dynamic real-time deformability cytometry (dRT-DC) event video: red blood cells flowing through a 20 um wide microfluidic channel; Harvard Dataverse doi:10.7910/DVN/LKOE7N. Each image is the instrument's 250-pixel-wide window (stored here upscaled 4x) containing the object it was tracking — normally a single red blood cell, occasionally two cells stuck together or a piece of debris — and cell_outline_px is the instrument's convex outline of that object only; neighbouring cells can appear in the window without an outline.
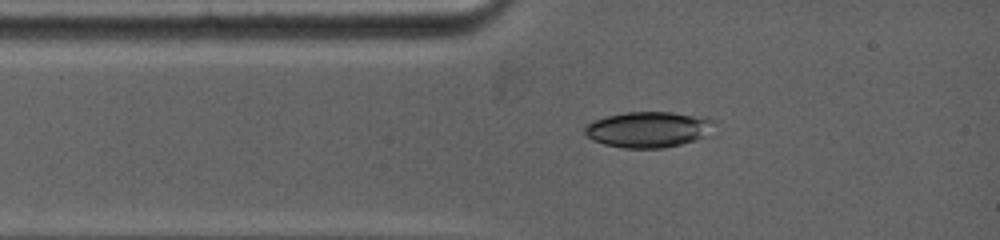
{"species": "common noctule bat (a hibernating species)", "species_latin": "Nyctalus noctula", "temperature_condition": "warm", "stored_images_in_passage": 55, "camera_frame_rate_fps": 5000, "um_per_image_px": 0.085, "animal": {"sex": "female", "body_mass_g": 19.0, "forearm_length_mm": 53.3}, "frame": {"image": 1, "passage_image": 1, "time_ms": 0.0, "image_size_px": [1000, 240], "cell_outline_px": [[716, 136], [664, 148], [624, 148], [604, 144], [588, 136], [584, 132], [584, 128], [588, 124], [596, 120], [608, 116], [628, 112], [672, 112], [712, 120]], "centroid_in_image_um": [55.21, 11.03], "position_along_channel_um": 29.8, "area_um2": 27.05}}
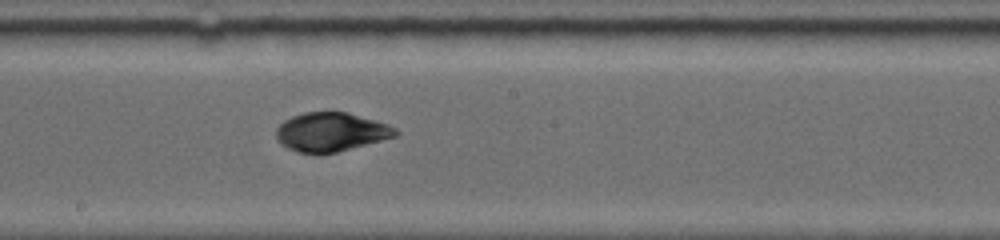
{"frame": {"image": 2, "passage_image": 20, "time_ms": 5.0, "image_size_px": [1000, 240], "cell_outline_px": [[400, 132], [396, 136], [336, 152], [320, 156], [296, 152], [280, 144], [276, 136], [276, 128], [284, 120], [292, 116], [304, 112], [348, 112], [396, 128]], "centroid_in_image_um": [28.06, 11.25], "position_along_channel_um": 220.1, "area_um2": 27.11}}
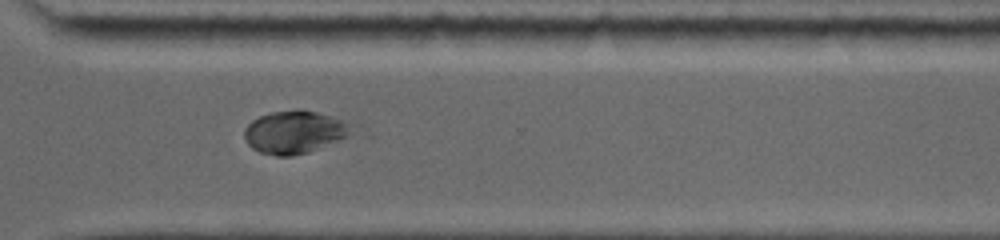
{"frame": {"image": 3, "passage_image": 36, "time_ms": 8.2, "image_size_px": [1000, 240], "cell_outline_px": [[348, 136], [308, 152], [292, 156], [276, 156], [260, 152], [252, 148], [248, 144], [244, 136], [244, 128], [252, 120], [260, 116], [272, 112], [300, 108], [316, 112], [340, 120], [344, 124], [348, 132]], "centroid_in_image_um": [24.9, 11.23], "position_along_channel_um": 345.7, "area_um2": 26.01}, "authors_computed_cell_mechanics": {"area_um2": 27.5128, "velocity_mm_per_s": 3.9101, "shape_relaxation_time_tau1_ms": null, "shape_relaxation_time_tau2_ms": 1.3373, "deformation_change_tau1": null, "deformation_change_tau2": 0.0549}}